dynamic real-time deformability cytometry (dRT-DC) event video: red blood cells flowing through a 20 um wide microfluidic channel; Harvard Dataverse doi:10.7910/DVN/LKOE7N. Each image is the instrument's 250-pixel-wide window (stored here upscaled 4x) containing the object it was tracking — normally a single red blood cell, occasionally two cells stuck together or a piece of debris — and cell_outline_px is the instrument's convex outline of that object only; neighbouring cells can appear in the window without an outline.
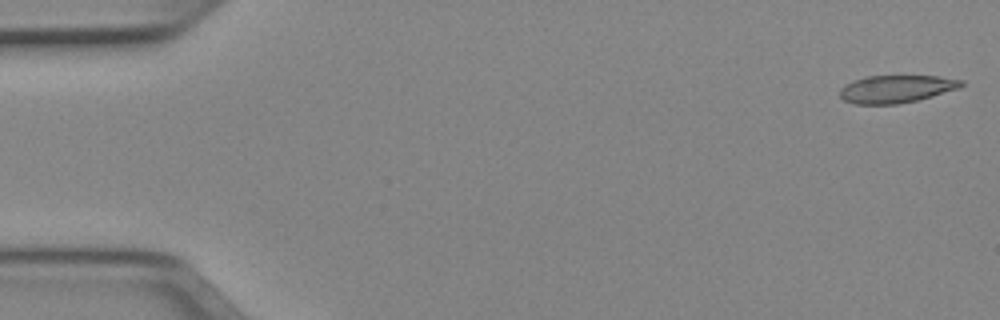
{"species": "Egyptian fruit bat (a non-hibernating species)", "species_latin": "Rousettus aegyptiacus", "temperature_condition": "cold", "stored_images_in_passage": 16, "camera_frame_rate_fps": 3000, "um_per_image_px": 0.085, "animal": {"sex": "female"}, "frame": {"image": 1, "passage_image": 1, "time_ms": 0.0, "image_size_px": [1000, 320], "cell_outline_px": [[964, 84], [960, 88], [932, 96], [916, 100], [896, 104], [856, 104], [844, 100], [840, 96], [840, 88], [844, 84], [864, 76], [936, 76], [964, 80]], "centroid_in_image_um": [76.17, 7.55], "position_along_channel_um": 8.8, "area_um2": 19.54}}